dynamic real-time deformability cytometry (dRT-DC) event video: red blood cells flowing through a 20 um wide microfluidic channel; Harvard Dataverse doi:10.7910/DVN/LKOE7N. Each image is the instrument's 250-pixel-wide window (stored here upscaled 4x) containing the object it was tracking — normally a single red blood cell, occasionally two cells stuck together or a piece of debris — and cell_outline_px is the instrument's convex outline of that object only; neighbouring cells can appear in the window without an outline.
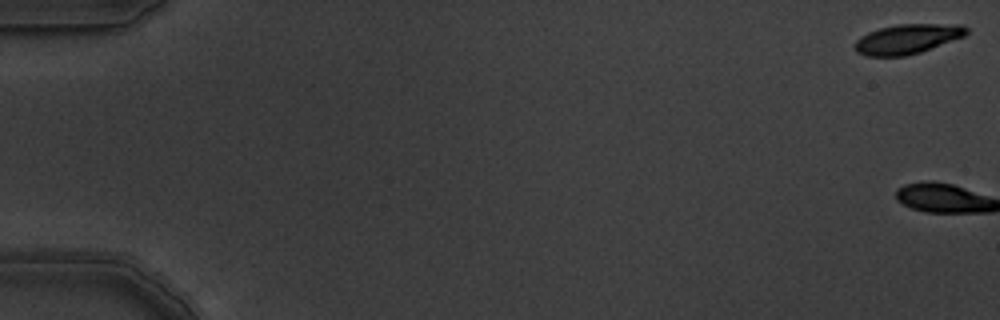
{"species": "common noctule bat (a hibernating species)", "species_latin": "Nyctalus noctula", "temperature_condition": "warm", "stored_images_in_passage": 8, "camera_frame_rate_fps": 3000, "um_per_image_px": 0.085, "animal": {"sex": "male", "body_mass_g": 19.5, "forearm_length_mm": 54.6}, "frame": {"image": 1, "passage_image": 1, "time_ms": 0.0, "image_size_px": [1000, 320], "cell_outline_px": [[968, 32], [964, 36], [920, 52], [904, 56], [868, 56], [856, 52], [856, 40], [860, 36], [868, 32], [880, 28], [900, 24], [960, 24], [968, 28]], "centroid_in_image_um": [77.13, 3.31], "position_along_channel_um": 7.9, "area_um2": 19.13}}
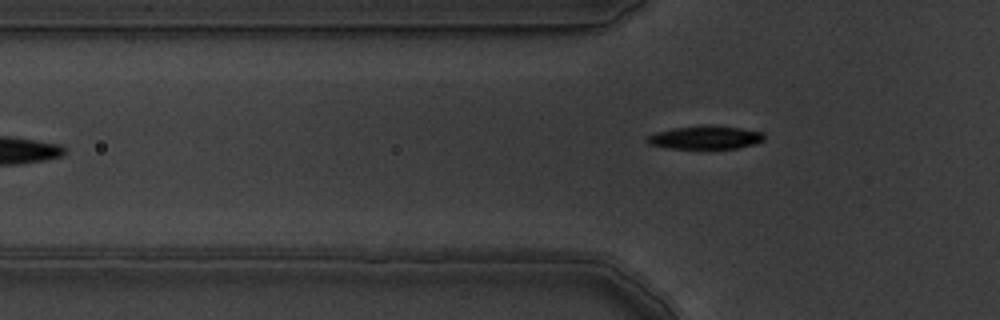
{"frame": {"image": 2, "passage_image": 7, "time_ms": 2.0, "image_size_px": [1000, 320], "cell_outline_px": [[764, 140], [756, 144], [736, 148], [668, 148], [648, 144], [644, 140], [648, 136], [656, 132], [672, 128], [708, 124], [712, 124], [740, 128], [764, 132]], "centroid_in_image_um": [59.96, 11.67], "position_along_channel_um": 65.8, "area_um2": 16.07}}